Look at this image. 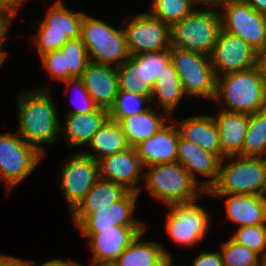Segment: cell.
<instances>
[{
  "label": "cell",
  "mask_w": 266,
  "mask_h": 266,
  "mask_svg": "<svg viewBox=\"0 0 266 266\" xmlns=\"http://www.w3.org/2000/svg\"><path fill=\"white\" fill-rule=\"evenodd\" d=\"M45 85L32 90H21L17 96L18 122L17 133L30 145L45 155L44 145L60 140L59 113L57 101L49 95Z\"/></svg>",
  "instance_id": "cell-1"
},
{
  "label": "cell",
  "mask_w": 266,
  "mask_h": 266,
  "mask_svg": "<svg viewBox=\"0 0 266 266\" xmlns=\"http://www.w3.org/2000/svg\"><path fill=\"white\" fill-rule=\"evenodd\" d=\"M213 102L229 112L250 115L265 110L266 73L261 63L250 69L217 77Z\"/></svg>",
  "instance_id": "cell-2"
},
{
  "label": "cell",
  "mask_w": 266,
  "mask_h": 266,
  "mask_svg": "<svg viewBox=\"0 0 266 266\" xmlns=\"http://www.w3.org/2000/svg\"><path fill=\"white\" fill-rule=\"evenodd\" d=\"M144 170V188L164 206L197 201L206 195V191L179 162L154 164L144 167Z\"/></svg>",
  "instance_id": "cell-3"
},
{
  "label": "cell",
  "mask_w": 266,
  "mask_h": 266,
  "mask_svg": "<svg viewBox=\"0 0 266 266\" xmlns=\"http://www.w3.org/2000/svg\"><path fill=\"white\" fill-rule=\"evenodd\" d=\"M201 5L206 7L197 6L189 16L170 27L171 47L210 56L222 29L221 15L214 2Z\"/></svg>",
  "instance_id": "cell-4"
},
{
  "label": "cell",
  "mask_w": 266,
  "mask_h": 266,
  "mask_svg": "<svg viewBox=\"0 0 266 266\" xmlns=\"http://www.w3.org/2000/svg\"><path fill=\"white\" fill-rule=\"evenodd\" d=\"M265 188L266 157L230 156L221 160L218 178L206 194L263 196Z\"/></svg>",
  "instance_id": "cell-5"
},
{
  "label": "cell",
  "mask_w": 266,
  "mask_h": 266,
  "mask_svg": "<svg viewBox=\"0 0 266 266\" xmlns=\"http://www.w3.org/2000/svg\"><path fill=\"white\" fill-rule=\"evenodd\" d=\"M81 40L91 62L118 67L131 57L122 26L117 29L87 13L81 24Z\"/></svg>",
  "instance_id": "cell-6"
},
{
  "label": "cell",
  "mask_w": 266,
  "mask_h": 266,
  "mask_svg": "<svg viewBox=\"0 0 266 266\" xmlns=\"http://www.w3.org/2000/svg\"><path fill=\"white\" fill-rule=\"evenodd\" d=\"M85 12L68 9L62 0L48 7L32 35V43L39 56L59 50L68 40L81 38V24Z\"/></svg>",
  "instance_id": "cell-7"
},
{
  "label": "cell",
  "mask_w": 266,
  "mask_h": 266,
  "mask_svg": "<svg viewBox=\"0 0 266 266\" xmlns=\"http://www.w3.org/2000/svg\"><path fill=\"white\" fill-rule=\"evenodd\" d=\"M170 61L173 63L186 96L214 101L217 78L211 64L210 56L170 48Z\"/></svg>",
  "instance_id": "cell-8"
},
{
  "label": "cell",
  "mask_w": 266,
  "mask_h": 266,
  "mask_svg": "<svg viewBox=\"0 0 266 266\" xmlns=\"http://www.w3.org/2000/svg\"><path fill=\"white\" fill-rule=\"evenodd\" d=\"M43 157L18 133H0V182L5 183L7 192L27 178Z\"/></svg>",
  "instance_id": "cell-9"
},
{
  "label": "cell",
  "mask_w": 266,
  "mask_h": 266,
  "mask_svg": "<svg viewBox=\"0 0 266 266\" xmlns=\"http://www.w3.org/2000/svg\"><path fill=\"white\" fill-rule=\"evenodd\" d=\"M189 203H175L166 206L165 231L172 242L186 248L198 245L210 228L211 216L206 207Z\"/></svg>",
  "instance_id": "cell-10"
},
{
  "label": "cell",
  "mask_w": 266,
  "mask_h": 266,
  "mask_svg": "<svg viewBox=\"0 0 266 266\" xmlns=\"http://www.w3.org/2000/svg\"><path fill=\"white\" fill-rule=\"evenodd\" d=\"M169 61L170 49L132 55L126 62L116 67L119 91L137 93L151 99L153 85Z\"/></svg>",
  "instance_id": "cell-11"
},
{
  "label": "cell",
  "mask_w": 266,
  "mask_h": 266,
  "mask_svg": "<svg viewBox=\"0 0 266 266\" xmlns=\"http://www.w3.org/2000/svg\"><path fill=\"white\" fill-rule=\"evenodd\" d=\"M127 16L121 22L131 56L169 50L170 26L153 17L148 11Z\"/></svg>",
  "instance_id": "cell-12"
},
{
  "label": "cell",
  "mask_w": 266,
  "mask_h": 266,
  "mask_svg": "<svg viewBox=\"0 0 266 266\" xmlns=\"http://www.w3.org/2000/svg\"><path fill=\"white\" fill-rule=\"evenodd\" d=\"M220 10L222 30L240 37L259 54L266 49V15L249 3H215Z\"/></svg>",
  "instance_id": "cell-13"
},
{
  "label": "cell",
  "mask_w": 266,
  "mask_h": 266,
  "mask_svg": "<svg viewBox=\"0 0 266 266\" xmlns=\"http://www.w3.org/2000/svg\"><path fill=\"white\" fill-rule=\"evenodd\" d=\"M57 183L72 212L100 179L99 164L82 151L66 158Z\"/></svg>",
  "instance_id": "cell-14"
},
{
  "label": "cell",
  "mask_w": 266,
  "mask_h": 266,
  "mask_svg": "<svg viewBox=\"0 0 266 266\" xmlns=\"http://www.w3.org/2000/svg\"><path fill=\"white\" fill-rule=\"evenodd\" d=\"M210 60L217 78L258 65L260 54L240 37L221 29Z\"/></svg>",
  "instance_id": "cell-15"
},
{
  "label": "cell",
  "mask_w": 266,
  "mask_h": 266,
  "mask_svg": "<svg viewBox=\"0 0 266 266\" xmlns=\"http://www.w3.org/2000/svg\"><path fill=\"white\" fill-rule=\"evenodd\" d=\"M146 226H112L110 229H79L91 247L90 265L115 262Z\"/></svg>",
  "instance_id": "cell-16"
},
{
  "label": "cell",
  "mask_w": 266,
  "mask_h": 266,
  "mask_svg": "<svg viewBox=\"0 0 266 266\" xmlns=\"http://www.w3.org/2000/svg\"><path fill=\"white\" fill-rule=\"evenodd\" d=\"M98 164L100 178L121 184L128 191H142L138 181L143 178L144 167L135 147L129 146L124 151L101 158Z\"/></svg>",
  "instance_id": "cell-17"
},
{
  "label": "cell",
  "mask_w": 266,
  "mask_h": 266,
  "mask_svg": "<svg viewBox=\"0 0 266 266\" xmlns=\"http://www.w3.org/2000/svg\"><path fill=\"white\" fill-rule=\"evenodd\" d=\"M177 162L182 164L190 176L207 191L218 178L221 159L179 135ZM198 175L208 179L200 182Z\"/></svg>",
  "instance_id": "cell-18"
},
{
  "label": "cell",
  "mask_w": 266,
  "mask_h": 266,
  "mask_svg": "<svg viewBox=\"0 0 266 266\" xmlns=\"http://www.w3.org/2000/svg\"><path fill=\"white\" fill-rule=\"evenodd\" d=\"M139 193L129 191L108 208L88 214L76 229H110L112 226H146L134 217Z\"/></svg>",
  "instance_id": "cell-19"
},
{
  "label": "cell",
  "mask_w": 266,
  "mask_h": 266,
  "mask_svg": "<svg viewBox=\"0 0 266 266\" xmlns=\"http://www.w3.org/2000/svg\"><path fill=\"white\" fill-rule=\"evenodd\" d=\"M179 129L173 120L151 137L135 146L143 167L160 163L177 162Z\"/></svg>",
  "instance_id": "cell-20"
},
{
  "label": "cell",
  "mask_w": 266,
  "mask_h": 266,
  "mask_svg": "<svg viewBox=\"0 0 266 266\" xmlns=\"http://www.w3.org/2000/svg\"><path fill=\"white\" fill-rule=\"evenodd\" d=\"M80 78L95 104L109 111L119 93L117 68L90 61Z\"/></svg>",
  "instance_id": "cell-21"
},
{
  "label": "cell",
  "mask_w": 266,
  "mask_h": 266,
  "mask_svg": "<svg viewBox=\"0 0 266 266\" xmlns=\"http://www.w3.org/2000/svg\"><path fill=\"white\" fill-rule=\"evenodd\" d=\"M64 127L61 123L60 137L64 136L69 147L88 146L93 136L110 118L107 109L98 107L84 114H65Z\"/></svg>",
  "instance_id": "cell-22"
},
{
  "label": "cell",
  "mask_w": 266,
  "mask_h": 266,
  "mask_svg": "<svg viewBox=\"0 0 266 266\" xmlns=\"http://www.w3.org/2000/svg\"><path fill=\"white\" fill-rule=\"evenodd\" d=\"M224 197L228 220L238 227L266 225V199L258 195L207 194Z\"/></svg>",
  "instance_id": "cell-23"
},
{
  "label": "cell",
  "mask_w": 266,
  "mask_h": 266,
  "mask_svg": "<svg viewBox=\"0 0 266 266\" xmlns=\"http://www.w3.org/2000/svg\"><path fill=\"white\" fill-rule=\"evenodd\" d=\"M213 116L216 123L222 160L230 156H242L244 138L249 124V114L219 110Z\"/></svg>",
  "instance_id": "cell-24"
},
{
  "label": "cell",
  "mask_w": 266,
  "mask_h": 266,
  "mask_svg": "<svg viewBox=\"0 0 266 266\" xmlns=\"http://www.w3.org/2000/svg\"><path fill=\"white\" fill-rule=\"evenodd\" d=\"M174 121L183 138L217 155L222 160L219 132L212 115H195Z\"/></svg>",
  "instance_id": "cell-25"
},
{
  "label": "cell",
  "mask_w": 266,
  "mask_h": 266,
  "mask_svg": "<svg viewBox=\"0 0 266 266\" xmlns=\"http://www.w3.org/2000/svg\"><path fill=\"white\" fill-rule=\"evenodd\" d=\"M128 192L121 184L100 178L71 212L74 226L76 227L88 214L108 208Z\"/></svg>",
  "instance_id": "cell-26"
},
{
  "label": "cell",
  "mask_w": 266,
  "mask_h": 266,
  "mask_svg": "<svg viewBox=\"0 0 266 266\" xmlns=\"http://www.w3.org/2000/svg\"><path fill=\"white\" fill-rule=\"evenodd\" d=\"M151 105L147 110L133 116L122 118L118 123L122 128L125 140L130 147H135L141 141L151 137L168 122L166 112L157 111Z\"/></svg>",
  "instance_id": "cell-27"
},
{
  "label": "cell",
  "mask_w": 266,
  "mask_h": 266,
  "mask_svg": "<svg viewBox=\"0 0 266 266\" xmlns=\"http://www.w3.org/2000/svg\"><path fill=\"white\" fill-rule=\"evenodd\" d=\"M146 229L139 233L125 251L114 262L118 266H162L166 256H172L157 241H143Z\"/></svg>",
  "instance_id": "cell-28"
},
{
  "label": "cell",
  "mask_w": 266,
  "mask_h": 266,
  "mask_svg": "<svg viewBox=\"0 0 266 266\" xmlns=\"http://www.w3.org/2000/svg\"><path fill=\"white\" fill-rule=\"evenodd\" d=\"M185 96L178 73L173 63L169 61L164 67V72L162 75H158L153 85L151 104L159 103L157 105L161 107L162 111L171 117Z\"/></svg>",
  "instance_id": "cell-29"
},
{
  "label": "cell",
  "mask_w": 266,
  "mask_h": 266,
  "mask_svg": "<svg viewBox=\"0 0 266 266\" xmlns=\"http://www.w3.org/2000/svg\"><path fill=\"white\" fill-rule=\"evenodd\" d=\"M88 146L93 152H82L93 158L95 161L124 151L129 147L120 124L110 118L93 136Z\"/></svg>",
  "instance_id": "cell-30"
},
{
  "label": "cell",
  "mask_w": 266,
  "mask_h": 266,
  "mask_svg": "<svg viewBox=\"0 0 266 266\" xmlns=\"http://www.w3.org/2000/svg\"><path fill=\"white\" fill-rule=\"evenodd\" d=\"M201 0H151L149 13L170 27L189 16Z\"/></svg>",
  "instance_id": "cell-31"
},
{
  "label": "cell",
  "mask_w": 266,
  "mask_h": 266,
  "mask_svg": "<svg viewBox=\"0 0 266 266\" xmlns=\"http://www.w3.org/2000/svg\"><path fill=\"white\" fill-rule=\"evenodd\" d=\"M242 156L266 157V109L249 115Z\"/></svg>",
  "instance_id": "cell-32"
},
{
  "label": "cell",
  "mask_w": 266,
  "mask_h": 266,
  "mask_svg": "<svg viewBox=\"0 0 266 266\" xmlns=\"http://www.w3.org/2000/svg\"><path fill=\"white\" fill-rule=\"evenodd\" d=\"M150 105L151 99L144 95L119 91L113 106L109 110V117L119 122L122 118L147 110Z\"/></svg>",
  "instance_id": "cell-33"
},
{
  "label": "cell",
  "mask_w": 266,
  "mask_h": 266,
  "mask_svg": "<svg viewBox=\"0 0 266 266\" xmlns=\"http://www.w3.org/2000/svg\"><path fill=\"white\" fill-rule=\"evenodd\" d=\"M224 266H262V258L254 251L237 244L231 238L220 245Z\"/></svg>",
  "instance_id": "cell-34"
},
{
  "label": "cell",
  "mask_w": 266,
  "mask_h": 266,
  "mask_svg": "<svg viewBox=\"0 0 266 266\" xmlns=\"http://www.w3.org/2000/svg\"><path fill=\"white\" fill-rule=\"evenodd\" d=\"M60 50L65 55L66 70L71 72V78L81 77L90 62L87 48L81 38L68 40Z\"/></svg>",
  "instance_id": "cell-35"
},
{
  "label": "cell",
  "mask_w": 266,
  "mask_h": 266,
  "mask_svg": "<svg viewBox=\"0 0 266 266\" xmlns=\"http://www.w3.org/2000/svg\"><path fill=\"white\" fill-rule=\"evenodd\" d=\"M230 238L261 258L266 255V225L238 227Z\"/></svg>",
  "instance_id": "cell-36"
},
{
  "label": "cell",
  "mask_w": 266,
  "mask_h": 266,
  "mask_svg": "<svg viewBox=\"0 0 266 266\" xmlns=\"http://www.w3.org/2000/svg\"><path fill=\"white\" fill-rule=\"evenodd\" d=\"M63 83L67 86L65 87L66 88L65 92L67 93L70 90V88H72V91L75 92L74 97L78 98V99L75 98L76 107L72 110H68L67 114H84L94 111L98 108L94 100L90 97L89 93L86 91L85 86L83 85V82L80 77L67 79L63 81ZM73 92H71L72 95H74ZM72 102L73 104H75L74 101Z\"/></svg>",
  "instance_id": "cell-37"
},
{
  "label": "cell",
  "mask_w": 266,
  "mask_h": 266,
  "mask_svg": "<svg viewBox=\"0 0 266 266\" xmlns=\"http://www.w3.org/2000/svg\"><path fill=\"white\" fill-rule=\"evenodd\" d=\"M40 62L50 75L51 80L63 82L71 78V72L66 70L65 55L60 49L40 56Z\"/></svg>",
  "instance_id": "cell-38"
},
{
  "label": "cell",
  "mask_w": 266,
  "mask_h": 266,
  "mask_svg": "<svg viewBox=\"0 0 266 266\" xmlns=\"http://www.w3.org/2000/svg\"><path fill=\"white\" fill-rule=\"evenodd\" d=\"M192 266H224L219 249L216 252H201L193 260Z\"/></svg>",
  "instance_id": "cell-39"
},
{
  "label": "cell",
  "mask_w": 266,
  "mask_h": 266,
  "mask_svg": "<svg viewBox=\"0 0 266 266\" xmlns=\"http://www.w3.org/2000/svg\"><path fill=\"white\" fill-rule=\"evenodd\" d=\"M27 1L28 0H0V6L9 16L15 18V16L19 13V10H21L20 8Z\"/></svg>",
  "instance_id": "cell-40"
},
{
  "label": "cell",
  "mask_w": 266,
  "mask_h": 266,
  "mask_svg": "<svg viewBox=\"0 0 266 266\" xmlns=\"http://www.w3.org/2000/svg\"><path fill=\"white\" fill-rule=\"evenodd\" d=\"M14 19H2L0 20V56H8V52L4 49L5 42L7 40V34L10 30L11 24Z\"/></svg>",
  "instance_id": "cell-41"
},
{
  "label": "cell",
  "mask_w": 266,
  "mask_h": 266,
  "mask_svg": "<svg viewBox=\"0 0 266 266\" xmlns=\"http://www.w3.org/2000/svg\"><path fill=\"white\" fill-rule=\"evenodd\" d=\"M80 263H78L77 261H72V260H66L63 258H55V259H51L48 260L47 262L43 263V264H39L38 266H79Z\"/></svg>",
  "instance_id": "cell-42"
},
{
  "label": "cell",
  "mask_w": 266,
  "mask_h": 266,
  "mask_svg": "<svg viewBox=\"0 0 266 266\" xmlns=\"http://www.w3.org/2000/svg\"><path fill=\"white\" fill-rule=\"evenodd\" d=\"M248 3L256 12L266 15V0H249Z\"/></svg>",
  "instance_id": "cell-43"
},
{
  "label": "cell",
  "mask_w": 266,
  "mask_h": 266,
  "mask_svg": "<svg viewBox=\"0 0 266 266\" xmlns=\"http://www.w3.org/2000/svg\"><path fill=\"white\" fill-rule=\"evenodd\" d=\"M12 266H38L34 261L12 256Z\"/></svg>",
  "instance_id": "cell-44"
},
{
  "label": "cell",
  "mask_w": 266,
  "mask_h": 266,
  "mask_svg": "<svg viewBox=\"0 0 266 266\" xmlns=\"http://www.w3.org/2000/svg\"><path fill=\"white\" fill-rule=\"evenodd\" d=\"M0 266H12V256L0 253Z\"/></svg>",
  "instance_id": "cell-45"
},
{
  "label": "cell",
  "mask_w": 266,
  "mask_h": 266,
  "mask_svg": "<svg viewBox=\"0 0 266 266\" xmlns=\"http://www.w3.org/2000/svg\"><path fill=\"white\" fill-rule=\"evenodd\" d=\"M249 0H215L214 3H248Z\"/></svg>",
  "instance_id": "cell-46"
},
{
  "label": "cell",
  "mask_w": 266,
  "mask_h": 266,
  "mask_svg": "<svg viewBox=\"0 0 266 266\" xmlns=\"http://www.w3.org/2000/svg\"><path fill=\"white\" fill-rule=\"evenodd\" d=\"M260 63L266 73V49L260 54Z\"/></svg>",
  "instance_id": "cell-47"
},
{
  "label": "cell",
  "mask_w": 266,
  "mask_h": 266,
  "mask_svg": "<svg viewBox=\"0 0 266 266\" xmlns=\"http://www.w3.org/2000/svg\"><path fill=\"white\" fill-rule=\"evenodd\" d=\"M162 266H176L173 263L172 256H166L165 259H164V261H163Z\"/></svg>",
  "instance_id": "cell-48"
},
{
  "label": "cell",
  "mask_w": 266,
  "mask_h": 266,
  "mask_svg": "<svg viewBox=\"0 0 266 266\" xmlns=\"http://www.w3.org/2000/svg\"><path fill=\"white\" fill-rule=\"evenodd\" d=\"M2 19H15L12 16H9L4 10L3 8L0 6V20Z\"/></svg>",
  "instance_id": "cell-49"
},
{
  "label": "cell",
  "mask_w": 266,
  "mask_h": 266,
  "mask_svg": "<svg viewBox=\"0 0 266 266\" xmlns=\"http://www.w3.org/2000/svg\"><path fill=\"white\" fill-rule=\"evenodd\" d=\"M92 266H118V265H116L114 262H103L99 264H94Z\"/></svg>",
  "instance_id": "cell-50"
},
{
  "label": "cell",
  "mask_w": 266,
  "mask_h": 266,
  "mask_svg": "<svg viewBox=\"0 0 266 266\" xmlns=\"http://www.w3.org/2000/svg\"><path fill=\"white\" fill-rule=\"evenodd\" d=\"M8 56H0V69H1V65L4 64V62L7 60Z\"/></svg>",
  "instance_id": "cell-51"
},
{
  "label": "cell",
  "mask_w": 266,
  "mask_h": 266,
  "mask_svg": "<svg viewBox=\"0 0 266 266\" xmlns=\"http://www.w3.org/2000/svg\"><path fill=\"white\" fill-rule=\"evenodd\" d=\"M262 266H266V255L262 258Z\"/></svg>",
  "instance_id": "cell-52"
},
{
  "label": "cell",
  "mask_w": 266,
  "mask_h": 266,
  "mask_svg": "<svg viewBox=\"0 0 266 266\" xmlns=\"http://www.w3.org/2000/svg\"><path fill=\"white\" fill-rule=\"evenodd\" d=\"M202 2H214L215 0H201Z\"/></svg>",
  "instance_id": "cell-53"
},
{
  "label": "cell",
  "mask_w": 266,
  "mask_h": 266,
  "mask_svg": "<svg viewBox=\"0 0 266 266\" xmlns=\"http://www.w3.org/2000/svg\"><path fill=\"white\" fill-rule=\"evenodd\" d=\"M263 197L266 199V188H265V191H264Z\"/></svg>",
  "instance_id": "cell-54"
}]
</instances>
